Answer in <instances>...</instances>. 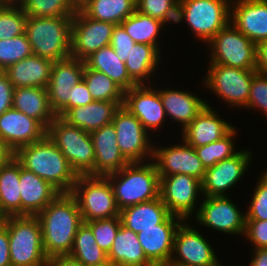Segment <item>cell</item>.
I'll return each mask as SVG.
<instances>
[{"label": "cell", "mask_w": 267, "mask_h": 266, "mask_svg": "<svg viewBox=\"0 0 267 266\" xmlns=\"http://www.w3.org/2000/svg\"><path fill=\"white\" fill-rule=\"evenodd\" d=\"M47 258L70 254L74 237L83 223L76 199L60 193L38 215Z\"/></svg>", "instance_id": "1"}, {"label": "cell", "mask_w": 267, "mask_h": 266, "mask_svg": "<svg viewBox=\"0 0 267 266\" xmlns=\"http://www.w3.org/2000/svg\"><path fill=\"white\" fill-rule=\"evenodd\" d=\"M14 157L23 168L50 183L60 193H71L78 175L47 135L39 141L20 147Z\"/></svg>", "instance_id": "2"}, {"label": "cell", "mask_w": 267, "mask_h": 266, "mask_svg": "<svg viewBox=\"0 0 267 266\" xmlns=\"http://www.w3.org/2000/svg\"><path fill=\"white\" fill-rule=\"evenodd\" d=\"M128 163L118 172L107 175L117 208L123 210L159 197L160 177L153 162Z\"/></svg>", "instance_id": "3"}, {"label": "cell", "mask_w": 267, "mask_h": 266, "mask_svg": "<svg viewBox=\"0 0 267 266\" xmlns=\"http://www.w3.org/2000/svg\"><path fill=\"white\" fill-rule=\"evenodd\" d=\"M72 18L28 16L25 34L33 54L53 62L70 57Z\"/></svg>", "instance_id": "4"}, {"label": "cell", "mask_w": 267, "mask_h": 266, "mask_svg": "<svg viewBox=\"0 0 267 266\" xmlns=\"http://www.w3.org/2000/svg\"><path fill=\"white\" fill-rule=\"evenodd\" d=\"M0 221L7 227L12 265L47 266L48 258L37 216H7Z\"/></svg>", "instance_id": "5"}, {"label": "cell", "mask_w": 267, "mask_h": 266, "mask_svg": "<svg viewBox=\"0 0 267 266\" xmlns=\"http://www.w3.org/2000/svg\"><path fill=\"white\" fill-rule=\"evenodd\" d=\"M46 135L60 149L77 175L93 176L95 152L90 133L56 116Z\"/></svg>", "instance_id": "6"}, {"label": "cell", "mask_w": 267, "mask_h": 266, "mask_svg": "<svg viewBox=\"0 0 267 266\" xmlns=\"http://www.w3.org/2000/svg\"><path fill=\"white\" fill-rule=\"evenodd\" d=\"M70 194L77 201L83 222L119 216L113 187L107 177L78 175Z\"/></svg>", "instance_id": "7"}, {"label": "cell", "mask_w": 267, "mask_h": 266, "mask_svg": "<svg viewBox=\"0 0 267 266\" xmlns=\"http://www.w3.org/2000/svg\"><path fill=\"white\" fill-rule=\"evenodd\" d=\"M230 1L179 0L176 23L185 19L195 37L208 43L230 22Z\"/></svg>", "instance_id": "8"}, {"label": "cell", "mask_w": 267, "mask_h": 266, "mask_svg": "<svg viewBox=\"0 0 267 266\" xmlns=\"http://www.w3.org/2000/svg\"><path fill=\"white\" fill-rule=\"evenodd\" d=\"M207 44L211 48L210 64L241 69H256V44L241 33L231 22Z\"/></svg>", "instance_id": "9"}, {"label": "cell", "mask_w": 267, "mask_h": 266, "mask_svg": "<svg viewBox=\"0 0 267 266\" xmlns=\"http://www.w3.org/2000/svg\"><path fill=\"white\" fill-rule=\"evenodd\" d=\"M205 86L226 103L245 107L248 102L251 81L256 69H241L219 64H210Z\"/></svg>", "instance_id": "10"}, {"label": "cell", "mask_w": 267, "mask_h": 266, "mask_svg": "<svg viewBox=\"0 0 267 266\" xmlns=\"http://www.w3.org/2000/svg\"><path fill=\"white\" fill-rule=\"evenodd\" d=\"M112 123L120 151L130 163L145 162L147 158L153 159L154 147L149 141L150 135L137 117L120 106L115 111Z\"/></svg>", "instance_id": "11"}, {"label": "cell", "mask_w": 267, "mask_h": 266, "mask_svg": "<svg viewBox=\"0 0 267 266\" xmlns=\"http://www.w3.org/2000/svg\"><path fill=\"white\" fill-rule=\"evenodd\" d=\"M115 24L89 18L80 8L72 18L71 56L85 60L97 50L109 46Z\"/></svg>", "instance_id": "12"}, {"label": "cell", "mask_w": 267, "mask_h": 266, "mask_svg": "<svg viewBox=\"0 0 267 266\" xmlns=\"http://www.w3.org/2000/svg\"><path fill=\"white\" fill-rule=\"evenodd\" d=\"M203 237L195 228L182 222L174 237L168 266H221L214 250Z\"/></svg>", "instance_id": "13"}, {"label": "cell", "mask_w": 267, "mask_h": 266, "mask_svg": "<svg viewBox=\"0 0 267 266\" xmlns=\"http://www.w3.org/2000/svg\"><path fill=\"white\" fill-rule=\"evenodd\" d=\"M199 192V193H198ZM202 183L187 174L160 177L159 197L172 215L185 221L194 213Z\"/></svg>", "instance_id": "14"}, {"label": "cell", "mask_w": 267, "mask_h": 266, "mask_svg": "<svg viewBox=\"0 0 267 266\" xmlns=\"http://www.w3.org/2000/svg\"><path fill=\"white\" fill-rule=\"evenodd\" d=\"M206 199L196 210V222L225 234L245 233L246 215L226 196H204Z\"/></svg>", "instance_id": "15"}, {"label": "cell", "mask_w": 267, "mask_h": 266, "mask_svg": "<svg viewBox=\"0 0 267 266\" xmlns=\"http://www.w3.org/2000/svg\"><path fill=\"white\" fill-rule=\"evenodd\" d=\"M85 62L72 56L53 62L47 86L49 102L57 116L70 109L71 88L83 79Z\"/></svg>", "instance_id": "16"}, {"label": "cell", "mask_w": 267, "mask_h": 266, "mask_svg": "<svg viewBox=\"0 0 267 266\" xmlns=\"http://www.w3.org/2000/svg\"><path fill=\"white\" fill-rule=\"evenodd\" d=\"M250 150L237 151L235 155L224 159L214 166L207 168L202 180V193L204 196H226L233 185L239 182L246 173L251 161Z\"/></svg>", "instance_id": "17"}, {"label": "cell", "mask_w": 267, "mask_h": 266, "mask_svg": "<svg viewBox=\"0 0 267 266\" xmlns=\"http://www.w3.org/2000/svg\"><path fill=\"white\" fill-rule=\"evenodd\" d=\"M122 106L139 119L147 132L165 122L166 112L158 89L150 85H136L125 91Z\"/></svg>", "instance_id": "18"}, {"label": "cell", "mask_w": 267, "mask_h": 266, "mask_svg": "<svg viewBox=\"0 0 267 266\" xmlns=\"http://www.w3.org/2000/svg\"><path fill=\"white\" fill-rule=\"evenodd\" d=\"M182 145L155 148L153 159L158 170L159 177L187 174L201 182L205 176V167L198 158L194 147L189 146L184 140Z\"/></svg>", "instance_id": "19"}, {"label": "cell", "mask_w": 267, "mask_h": 266, "mask_svg": "<svg viewBox=\"0 0 267 266\" xmlns=\"http://www.w3.org/2000/svg\"><path fill=\"white\" fill-rule=\"evenodd\" d=\"M177 220V221H176ZM183 218L170 215L157 228L144 229L137 233L146 258L154 266H168L173 254L174 237Z\"/></svg>", "instance_id": "20"}, {"label": "cell", "mask_w": 267, "mask_h": 266, "mask_svg": "<svg viewBox=\"0 0 267 266\" xmlns=\"http://www.w3.org/2000/svg\"><path fill=\"white\" fill-rule=\"evenodd\" d=\"M46 132L39 121L14 108L0 115V140L14 153L22 146L43 139Z\"/></svg>", "instance_id": "21"}, {"label": "cell", "mask_w": 267, "mask_h": 266, "mask_svg": "<svg viewBox=\"0 0 267 266\" xmlns=\"http://www.w3.org/2000/svg\"><path fill=\"white\" fill-rule=\"evenodd\" d=\"M230 22L257 45L267 39V0H233Z\"/></svg>", "instance_id": "22"}, {"label": "cell", "mask_w": 267, "mask_h": 266, "mask_svg": "<svg viewBox=\"0 0 267 266\" xmlns=\"http://www.w3.org/2000/svg\"><path fill=\"white\" fill-rule=\"evenodd\" d=\"M95 152L93 176H104L118 172L130 163L120 151L113 123L106 124L90 133Z\"/></svg>", "instance_id": "23"}, {"label": "cell", "mask_w": 267, "mask_h": 266, "mask_svg": "<svg viewBox=\"0 0 267 266\" xmlns=\"http://www.w3.org/2000/svg\"><path fill=\"white\" fill-rule=\"evenodd\" d=\"M233 126L221 119L207 103V106L182 129V140L189 146L200 147L218 141L225 136Z\"/></svg>", "instance_id": "24"}, {"label": "cell", "mask_w": 267, "mask_h": 266, "mask_svg": "<svg viewBox=\"0 0 267 266\" xmlns=\"http://www.w3.org/2000/svg\"><path fill=\"white\" fill-rule=\"evenodd\" d=\"M19 184L21 215H38L60 194L50 183L37 176L35 173L23 168L21 163Z\"/></svg>", "instance_id": "25"}, {"label": "cell", "mask_w": 267, "mask_h": 266, "mask_svg": "<svg viewBox=\"0 0 267 266\" xmlns=\"http://www.w3.org/2000/svg\"><path fill=\"white\" fill-rule=\"evenodd\" d=\"M53 61L37 55H31L10 65L3 72L9 77L15 88L42 87L47 88Z\"/></svg>", "instance_id": "26"}, {"label": "cell", "mask_w": 267, "mask_h": 266, "mask_svg": "<svg viewBox=\"0 0 267 266\" xmlns=\"http://www.w3.org/2000/svg\"><path fill=\"white\" fill-rule=\"evenodd\" d=\"M12 108L39 121L46 129L57 116L50 106L47 88L42 87L15 88Z\"/></svg>", "instance_id": "27"}, {"label": "cell", "mask_w": 267, "mask_h": 266, "mask_svg": "<svg viewBox=\"0 0 267 266\" xmlns=\"http://www.w3.org/2000/svg\"><path fill=\"white\" fill-rule=\"evenodd\" d=\"M120 107L117 102L94 101L87 105L69 109L62 118L70 125L91 133L109 124L115 111Z\"/></svg>", "instance_id": "28"}, {"label": "cell", "mask_w": 267, "mask_h": 266, "mask_svg": "<svg viewBox=\"0 0 267 266\" xmlns=\"http://www.w3.org/2000/svg\"><path fill=\"white\" fill-rule=\"evenodd\" d=\"M171 213L160 197L120 210L121 224L135 233L157 228Z\"/></svg>", "instance_id": "29"}, {"label": "cell", "mask_w": 267, "mask_h": 266, "mask_svg": "<svg viewBox=\"0 0 267 266\" xmlns=\"http://www.w3.org/2000/svg\"><path fill=\"white\" fill-rule=\"evenodd\" d=\"M166 116L180 122L184 129L207 106V102L187 91L159 90Z\"/></svg>", "instance_id": "30"}, {"label": "cell", "mask_w": 267, "mask_h": 266, "mask_svg": "<svg viewBox=\"0 0 267 266\" xmlns=\"http://www.w3.org/2000/svg\"><path fill=\"white\" fill-rule=\"evenodd\" d=\"M20 162L12 157L0 168V219L21 215Z\"/></svg>", "instance_id": "31"}, {"label": "cell", "mask_w": 267, "mask_h": 266, "mask_svg": "<svg viewBox=\"0 0 267 266\" xmlns=\"http://www.w3.org/2000/svg\"><path fill=\"white\" fill-rule=\"evenodd\" d=\"M107 258L119 266H154L146 258L137 233L122 224Z\"/></svg>", "instance_id": "32"}, {"label": "cell", "mask_w": 267, "mask_h": 266, "mask_svg": "<svg viewBox=\"0 0 267 266\" xmlns=\"http://www.w3.org/2000/svg\"><path fill=\"white\" fill-rule=\"evenodd\" d=\"M84 62L88 69L106 74L124 92L137 85L128 75L125 62L120 60L110 45L92 53Z\"/></svg>", "instance_id": "33"}, {"label": "cell", "mask_w": 267, "mask_h": 266, "mask_svg": "<svg viewBox=\"0 0 267 266\" xmlns=\"http://www.w3.org/2000/svg\"><path fill=\"white\" fill-rule=\"evenodd\" d=\"M79 8L91 19L118 25L136 11V0H85Z\"/></svg>", "instance_id": "34"}, {"label": "cell", "mask_w": 267, "mask_h": 266, "mask_svg": "<svg viewBox=\"0 0 267 266\" xmlns=\"http://www.w3.org/2000/svg\"><path fill=\"white\" fill-rule=\"evenodd\" d=\"M160 52L152 45L135 43L125 61L127 73L137 84H145L160 62Z\"/></svg>", "instance_id": "35"}, {"label": "cell", "mask_w": 267, "mask_h": 266, "mask_svg": "<svg viewBox=\"0 0 267 266\" xmlns=\"http://www.w3.org/2000/svg\"><path fill=\"white\" fill-rule=\"evenodd\" d=\"M69 255L85 266H97L108 260L107 253L96 243L92 229L86 222L79 226Z\"/></svg>", "instance_id": "36"}, {"label": "cell", "mask_w": 267, "mask_h": 266, "mask_svg": "<svg viewBox=\"0 0 267 266\" xmlns=\"http://www.w3.org/2000/svg\"><path fill=\"white\" fill-rule=\"evenodd\" d=\"M121 25L135 43L152 45L161 51L157 39L160 29L165 25L161 20L135 11Z\"/></svg>", "instance_id": "37"}, {"label": "cell", "mask_w": 267, "mask_h": 266, "mask_svg": "<svg viewBox=\"0 0 267 266\" xmlns=\"http://www.w3.org/2000/svg\"><path fill=\"white\" fill-rule=\"evenodd\" d=\"M83 80L94 101L117 102L120 106L123 105L124 91L106 74L85 66Z\"/></svg>", "instance_id": "38"}, {"label": "cell", "mask_w": 267, "mask_h": 266, "mask_svg": "<svg viewBox=\"0 0 267 266\" xmlns=\"http://www.w3.org/2000/svg\"><path fill=\"white\" fill-rule=\"evenodd\" d=\"M19 4L27 16L34 17L73 16L79 8L73 0H21Z\"/></svg>", "instance_id": "39"}, {"label": "cell", "mask_w": 267, "mask_h": 266, "mask_svg": "<svg viewBox=\"0 0 267 266\" xmlns=\"http://www.w3.org/2000/svg\"><path fill=\"white\" fill-rule=\"evenodd\" d=\"M236 128L233 127L225 136L218 141L204 146L194 147L198 158L201 160L205 169L210 168L218 162L230 158L237 153L234 152L233 138L236 135Z\"/></svg>", "instance_id": "40"}, {"label": "cell", "mask_w": 267, "mask_h": 266, "mask_svg": "<svg viewBox=\"0 0 267 266\" xmlns=\"http://www.w3.org/2000/svg\"><path fill=\"white\" fill-rule=\"evenodd\" d=\"M27 17L19 3H0V40L24 34Z\"/></svg>", "instance_id": "41"}, {"label": "cell", "mask_w": 267, "mask_h": 266, "mask_svg": "<svg viewBox=\"0 0 267 266\" xmlns=\"http://www.w3.org/2000/svg\"><path fill=\"white\" fill-rule=\"evenodd\" d=\"M31 55L32 47L25 33L12 39L0 40V71Z\"/></svg>", "instance_id": "42"}, {"label": "cell", "mask_w": 267, "mask_h": 266, "mask_svg": "<svg viewBox=\"0 0 267 266\" xmlns=\"http://www.w3.org/2000/svg\"><path fill=\"white\" fill-rule=\"evenodd\" d=\"M179 0H136V11L163 23H176Z\"/></svg>", "instance_id": "43"}, {"label": "cell", "mask_w": 267, "mask_h": 266, "mask_svg": "<svg viewBox=\"0 0 267 266\" xmlns=\"http://www.w3.org/2000/svg\"><path fill=\"white\" fill-rule=\"evenodd\" d=\"M86 223L91 227L96 243L108 254L121 226L120 216L92 220Z\"/></svg>", "instance_id": "44"}, {"label": "cell", "mask_w": 267, "mask_h": 266, "mask_svg": "<svg viewBox=\"0 0 267 266\" xmlns=\"http://www.w3.org/2000/svg\"><path fill=\"white\" fill-rule=\"evenodd\" d=\"M245 212L246 220H267V170L262 174Z\"/></svg>", "instance_id": "45"}, {"label": "cell", "mask_w": 267, "mask_h": 266, "mask_svg": "<svg viewBox=\"0 0 267 266\" xmlns=\"http://www.w3.org/2000/svg\"><path fill=\"white\" fill-rule=\"evenodd\" d=\"M245 108H258L267 117V75L256 73L253 76Z\"/></svg>", "instance_id": "46"}, {"label": "cell", "mask_w": 267, "mask_h": 266, "mask_svg": "<svg viewBox=\"0 0 267 266\" xmlns=\"http://www.w3.org/2000/svg\"><path fill=\"white\" fill-rule=\"evenodd\" d=\"M134 44L135 41L129 36L123 26L121 24L115 25L111 35L110 46L122 62L127 60Z\"/></svg>", "instance_id": "47"}, {"label": "cell", "mask_w": 267, "mask_h": 266, "mask_svg": "<svg viewBox=\"0 0 267 266\" xmlns=\"http://www.w3.org/2000/svg\"><path fill=\"white\" fill-rule=\"evenodd\" d=\"M246 239L257 248H267V220H246Z\"/></svg>", "instance_id": "48"}, {"label": "cell", "mask_w": 267, "mask_h": 266, "mask_svg": "<svg viewBox=\"0 0 267 266\" xmlns=\"http://www.w3.org/2000/svg\"><path fill=\"white\" fill-rule=\"evenodd\" d=\"M14 89L9 77L0 71V115L12 108Z\"/></svg>", "instance_id": "49"}, {"label": "cell", "mask_w": 267, "mask_h": 266, "mask_svg": "<svg viewBox=\"0 0 267 266\" xmlns=\"http://www.w3.org/2000/svg\"><path fill=\"white\" fill-rule=\"evenodd\" d=\"M92 102H94V99L83 79L71 88L70 109L77 106H85Z\"/></svg>", "instance_id": "50"}, {"label": "cell", "mask_w": 267, "mask_h": 266, "mask_svg": "<svg viewBox=\"0 0 267 266\" xmlns=\"http://www.w3.org/2000/svg\"><path fill=\"white\" fill-rule=\"evenodd\" d=\"M11 264L7 227L0 221V266Z\"/></svg>", "instance_id": "51"}, {"label": "cell", "mask_w": 267, "mask_h": 266, "mask_svg": "<svg viewBox=\"0 0 267 266\" xmlns=\"http://www.w3.org/2000/svg\"><path fill=\"white\" fill-rule=\"evenodd\" d=\"M256 71L267 75V39L260 41L256 45Z\"/></svg>", "instance_id": "52"}, {"label": "cell", "mask_w": 267, "mask_h": 266, "mask_svg": "<svg viewBox=\"0 0 267 266\" xmlns=\"http://www.w3.org/2000/svg\"><path fill=\"white\" fill-rule=\"evenodd\" d=\"M47 266H85L69 254L55 255L47 259Z\"/></svg>", "instance_id": "53"}, {"label": "cell", "mask_w": 267, "mask_h": 266, "mask_svg": "<svg viewBox=\"0 0 267 266\" xmlns=\"http://www.w3.org/2000/svg\"><path fill=\"white\" fill-rule=\"evenodd\" d=\"M249 266H267V248H257Z\"/></svg>", "instance_id": "54"}, {"label": "cell", "mask_w": 267, "mask_h": 266, "mask_svg": "<svg viewBox=\"0 0 267 266\" xmlns=\"http://www.w3.org/2000/svg\"><path fill=\"white\" fill-rule=\"evenodd\" d=\"M12 157H14V152L0 140V168Z\"/></svg>", "instance_id": "55"}, {"label": "cell", "mask_w": 267, "mask_h": 266, "mask_svg": "<svg viewBox=\"0 0 267 266\" xmlns=\"http://www.w3.org/2000/svg\"><path fill=\"white\" fill-rule=\"evenodd\" d=\"M97 266H119V265L112 261L107 260L105 263L97 265Z\"/></svg>", "instance_id": "56"}, {"label": "cell", "mask_w": 267, "mask_h": 266, "mask_svg": "<svg viewBox=\"0 0 267 266\" xmlns=\"http://www.w3.org/2000/svg\"><path fill=\"white\" fill-rule=\"evenodd\" d=\"M78 6L83 3L85 0H73Z\"/></svg>", "instance_id": "57"}, {"label": "cell", "mask_w": 267, "mask_h": 266, "mask_svg": "<svg viewBox=\"0 0 267 266\" xmlns=\"http://www.w3.org/2000/svg\"><path fill=\"white\" fill-rule=\"evenodd\" d=\"M0 3H11V0H0Z\"/></svg>", "instance_id": "58"}, {"label": "cell", "mask_w": 267, "mask_h": 266, "mask_svg": "<svg viewBox=\"0 0 267 266\" xmlns=\"http://www.w3.org/2000/svg\"><path fill=\"white\" fill-rule=\"evenodd\" d=\"M21 0H11V3H19Z\"/></svg>", "instance_id": "59"}]
</instances>
